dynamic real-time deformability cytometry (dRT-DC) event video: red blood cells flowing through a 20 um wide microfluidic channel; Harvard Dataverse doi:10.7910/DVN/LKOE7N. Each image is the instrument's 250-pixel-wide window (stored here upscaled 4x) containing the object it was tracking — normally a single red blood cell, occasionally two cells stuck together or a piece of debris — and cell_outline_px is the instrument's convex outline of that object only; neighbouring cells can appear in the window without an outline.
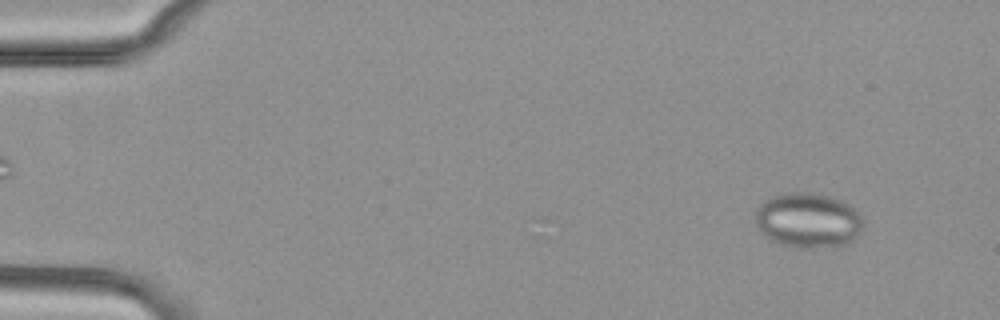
{"species": "common noctule bat (a hibernating species)", "species_latin": "Nyctalus noctula", "temperature_condition": "cold", "stored_images_in_passage": 54, "camera_frame_rate_fps": 3000, "um_per_image_px": 0.085, "animal": {"sex": "female", "body_mass_g": 29.2, "forearm_length_mm": 56.3}, "frame": {"image": 1, "passage_image": 5, "time_ms": 1.333, "image_size_px": [1000, 320], "cell_outline_px": [[864, 228], [852, 240], [844, 244], [812, 248], [796, 248], [780, 244], [764, 236], [760, 232], [756, 224], [756, 208], [764, 200], [772, 196], [784, 192], [808, 192], [828, 196], [840, 200], [848, 204], [864, 220]], "centroid_in_image_um": [68.65, 18.72], "position_along_channel_um": 16.3, "area_um2": 34.62}}
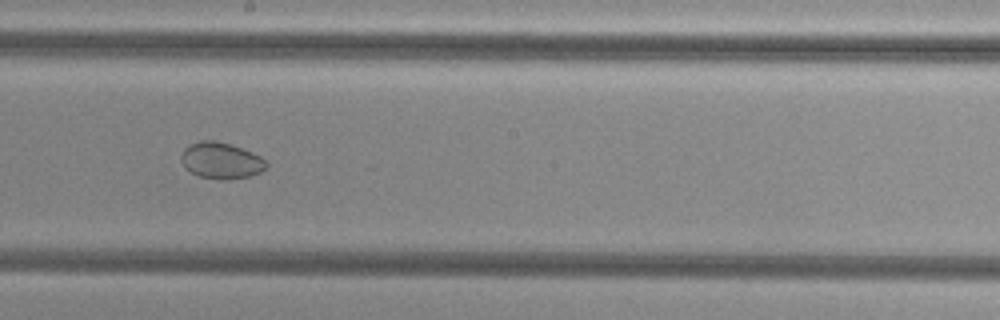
{"frame": {"image": 2, "passage_image": 31, "time_ms": 10.0, "image_size_px": [1000, 320], "cell_outline_px": [[268, 164], [260, 172], [252, 176], [224, 180], [200, 176], [192, 172], [180, 160], [180, 156], [184, 148], [188, 144], [200, 140], [216, 140], [232, 144], [260, 156]], "centroid_in_image_um": [18.78, 13.62], "position_along_channel_um": 229.4, "area_um2": 17.98}}
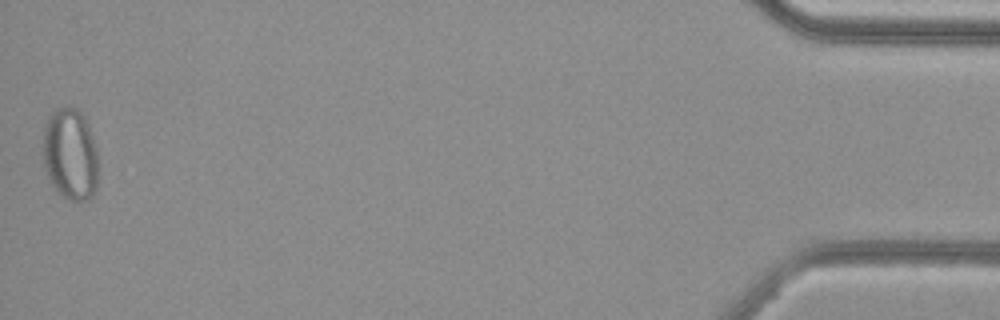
{"frame": {"image": 3, "passage_image": 54, "time_ms": 17.667, "image_size_px": [1000, 320], "cell_outline_px": [[96, 188], [92, 196], [88, 200], [72, 200], [60, 196], [52, 184], [44, 168], [44, 124], [48, 116], [56, 108], [76, 108], [84, 116], [92, 136], [96, 148]], "centroid_in_image_um": [5.95, 13.12], "position_along_channel_um": 429.2, "area_um2": 29.3}, "authors_computed_cell_mechanics": {"area_um2": 26.1545, "velocity_mm_per_s": 3.818, "shape_relaxation_time_tau1_ms": null, "shape_relaxation_time_tau2_ms": 4.6327, "deformation_change_tau1": null, "deformation_change_tau2": 0.0406}}